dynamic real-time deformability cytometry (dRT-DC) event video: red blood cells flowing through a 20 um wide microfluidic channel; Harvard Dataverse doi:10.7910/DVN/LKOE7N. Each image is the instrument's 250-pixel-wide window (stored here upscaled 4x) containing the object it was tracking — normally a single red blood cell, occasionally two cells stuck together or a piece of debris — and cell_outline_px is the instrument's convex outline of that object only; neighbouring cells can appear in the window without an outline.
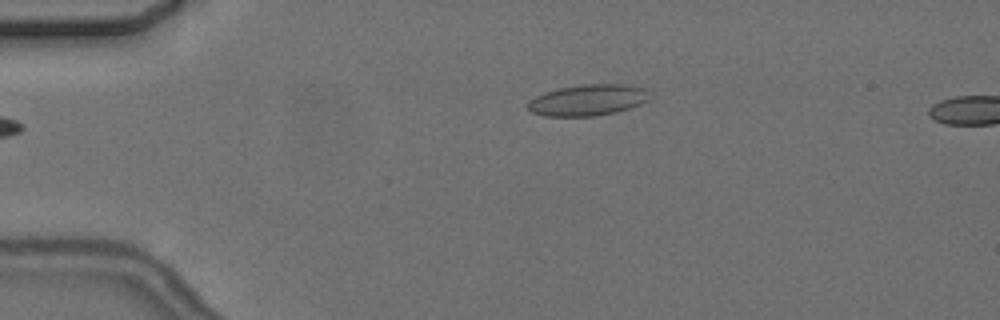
{"species": "common noctule bat (a hibernating species)", "species_latin": "Nyctalus noctula", "temperature_condition": "cold", "stored_images_in_passage": 3, "camera_frame_rate_fps": 3000, "um_per_image_px": 0.085, "animal": {"sex": "female", "body_mass_g": 24.6, "forearm_length_mm": 56.2}, "frame": {"image": 1, "passage_image": 3, "time_ms": 2.333, "image_size_px": [1000, 320], "cell_outline_px": [[648, 100], [640, 104], [616, 112], [596, 116], [544, 116], [532, 112], [528, 108], [528, 100], [544, 92], [560, 88], [580, 84], [624, 84], [644, 88]], "centroid_in_image_um": [49.91, 8.51], "position_along_channel_um": 35.1, "area_um2": 21.96}}